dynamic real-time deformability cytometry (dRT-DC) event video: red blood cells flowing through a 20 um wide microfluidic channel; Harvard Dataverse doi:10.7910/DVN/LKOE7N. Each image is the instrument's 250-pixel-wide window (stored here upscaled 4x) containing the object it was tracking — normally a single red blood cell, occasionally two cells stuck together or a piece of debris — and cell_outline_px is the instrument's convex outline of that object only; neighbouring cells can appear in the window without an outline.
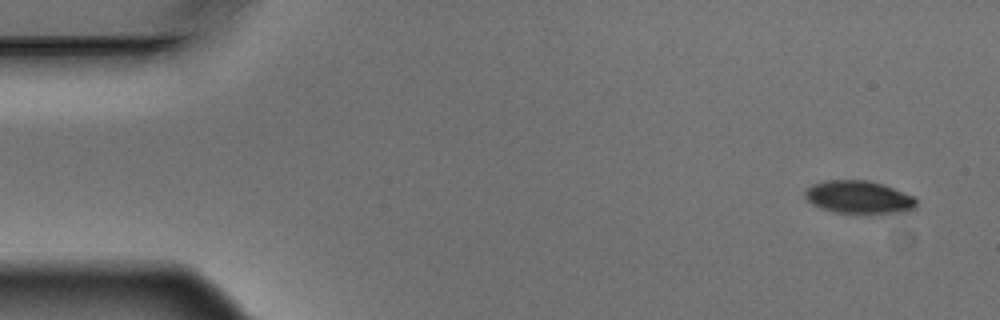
{"species": "Egyptian fruit bat (a non-hibernating species)", "species_latin": "Rousettus aegyptiacus", "temperature_condition": "warm", "stored_images_in_passage": 5, "camera_frame_rate_fps": 3000, "um_per_image_px": 0.085, "animal": {"sex": "male"}, "frame": {"image": 1, "passage_image": 1, "time_ms": 0.0, "image_size_px": [1000, 320], "cell_outline_px": [[916, 204], [912, 208], [904, 212], [836, 212], [812, 204], [804, 196], [804, 188], [812, 184], [824, 180], [868, 180], [884, 184], [912, 196], [916, 200]], "centroid_in_image_um": [72.94, 16.72], "position_along_channel_um": 12.1, "area_um2": 20.92}}
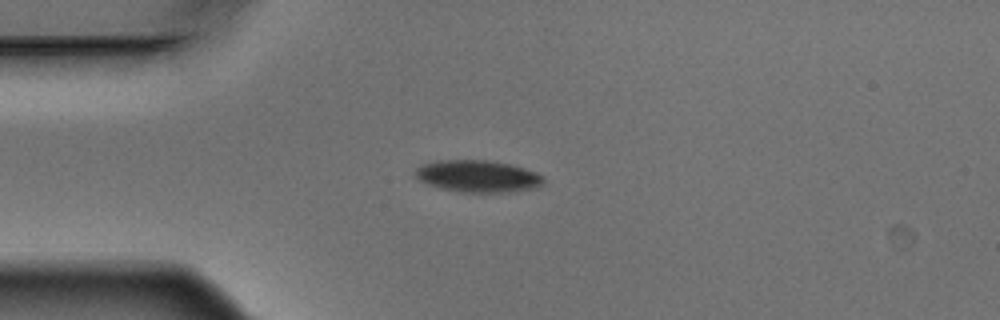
{"frame": {"image": 2, "passage_image": 4, "time_ms": 1.0, "image_size_px": [1000, 320], "cell_outline_px": [[544, 184], [536, 188], [512, 192], [460, 192], [440, 188], [428, 184], [420, 180], [416, 176], [416, 168], [424, 164], [440, 160], [484, 160], [508, 164], [524, 168], [536, 172], [544, 176]], "centroid_in_image_um": [40.66, 14.99], "position_along_channel_um": 44.3, "area_um2": 23.81}}